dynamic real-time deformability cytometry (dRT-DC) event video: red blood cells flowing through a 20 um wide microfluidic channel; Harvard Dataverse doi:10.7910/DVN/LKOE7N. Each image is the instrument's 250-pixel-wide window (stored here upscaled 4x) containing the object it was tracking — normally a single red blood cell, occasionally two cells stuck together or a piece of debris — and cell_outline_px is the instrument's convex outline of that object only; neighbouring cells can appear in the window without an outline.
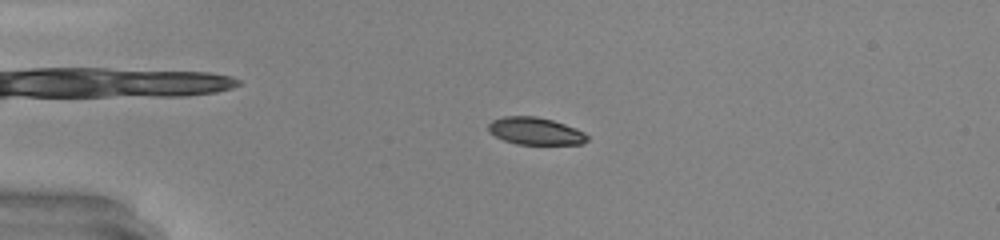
{"species": "common noctule bat (a hibernating species)", "species_latin": "Nyctalus noctula", "temperature_condition": "warm", "stored_images_in_passage": 48, "camera_frame_rate_fps": 3000, "um_per_image_px": 0.085, "animal": {"sex": "male", "body_mass_g": 20.0, "forearm_length_mm": 53.3}, "frame": {"image": 1, "passage_image": 12, "time_ms": 3.667, "image_size_px": [1000, 240], "cell_outline_px": [[588, 140], [580, 144], [516, 144], [504, 140], [488, 132], [488, 124], [492, 120], [504, 116], [536, 116], [552, 120], [576, 128], [584, 132], [588, 136]], "centroid_in_image_um": [45.49, 11.14], "position_along_channel_um": 39.5, "area_um2": 15.72}}
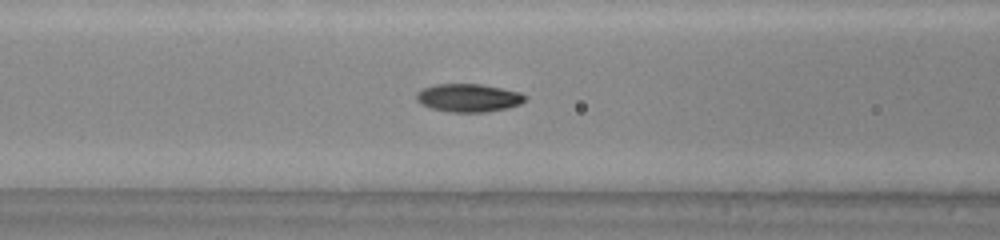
{"frame": {"image": 2, "passage_image": 21, "time_ms": 6.667, "image_size_px": [1000, 240], "cell_outline_px": [[528, 96], [520, 104], [508, 108], [484, 112], [448, 112], [432, 108], [420, 104], [416, 100], [416, 92], [424, 88], [436, 84], [480, 84], [520, 92]], "centroid_in_image_um": [39.81, 8.32], "position_along_channel_um": 126.8, "area_um2": 17.8}}
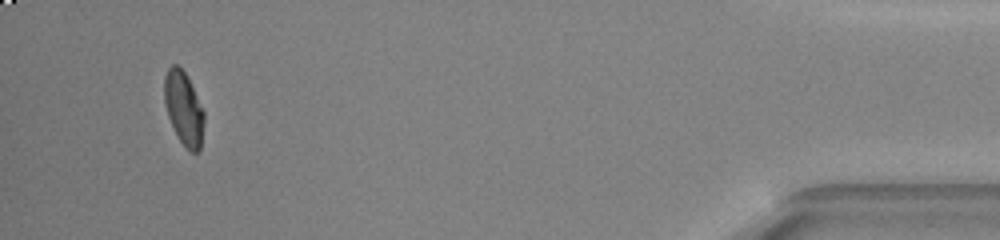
{"frame": {"image": 3, "passage_image": 46, "time_ms": 15.0, "image_size_px": [1000, 240], "cell_outline_px": [[204, 120], [200, 148], [196, 152], [192, 152], [180, 140], [168, 116], [164, 100], [164, 76], [168, 68], [172, 64], [176, 64], [184, 72], [204, 112]], "centroid_in_image_um": [15.59, 9.18], "position_along_channel_um": 419.6, "area_um2": 16.42}, "authors_computed_cell_mechanics": {"area_um2": 17.0799, "velocity_mm_per_s": 4.3327, "shape_relaxation_time_tau1_ms": 3.3016, "shape_relaxation_time_tau2_ms": 0.9914, "deformation_change_tau1": 0.1498, "deformation_change_tau2": 0.0437}}